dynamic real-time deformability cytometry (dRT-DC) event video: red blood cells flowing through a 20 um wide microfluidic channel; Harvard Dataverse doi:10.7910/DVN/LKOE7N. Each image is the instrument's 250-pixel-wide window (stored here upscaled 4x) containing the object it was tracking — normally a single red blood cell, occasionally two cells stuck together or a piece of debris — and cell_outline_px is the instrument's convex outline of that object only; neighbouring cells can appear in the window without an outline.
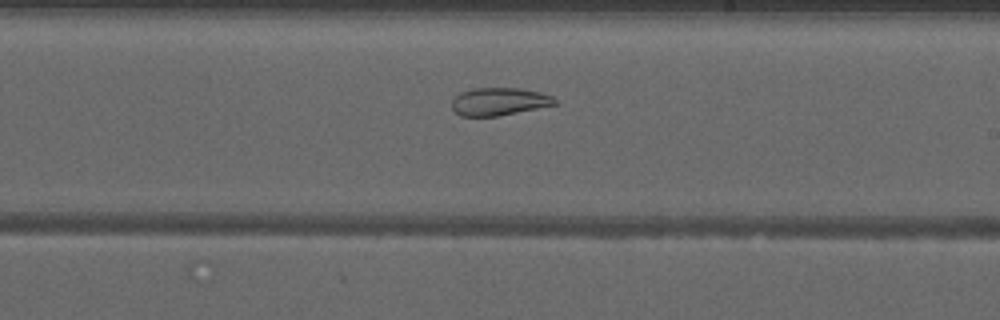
{"species": "common noctule bat (a hibernating species)", "species_latin": "Nyctalus noctula", "temperature_condition": "warm", "stored_images_in_passage": 51, "segment_of_instrument_passage": [2, 2], "camera_frame_rate_fps": 3000, "um_per_image_px": 0.085, "animal": {"sex": "male", "forearm_length_mm": 52.5}, "frame": {"image": 1, "passage_image": 31, "time_ms": 10.0, "image_size_px": [1000, 320], "cell_outline_px": [[556, 104], [500, 116], [460, 116], [452, 108], [452, 100], [460, 92], [472, 88], [520, 88], [540, 92], [552, 96], [556, 100]], "centroid_in_image_um": [42.4, 8.63], "position_along_channel_um": 246.6, "area_um2": 16.65}}
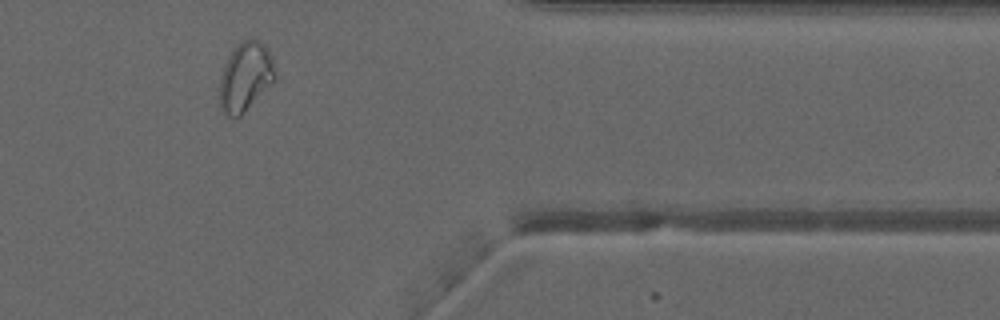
{"frame": {"image": 2, "passage_image": 43, "time_ms": 14.0, "image_size_px": [1000, 320], "cell_outline_px": [[276, 80], [240, 116], [228, 116], [220, 112], [220, 80], [228, 56], [244, 40], [252, 36], [256, 36], [268, 48], [272, 56], [276, 76]], "centroid_in_image_um": [20.89, 6.51], "position_along_channel_um": 390.5, "area_um2": 22.37}}
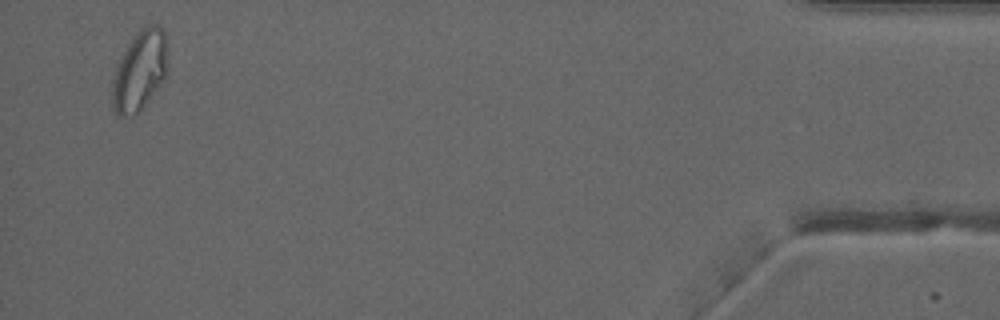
{"frame": {"image": 3, "passage_image": 50, "time_ms": 16.333, "image_size_px": [1000, 320], "cell_outline_px": [[168, 72], [140, 112], [132, 116], [120, 116], [112, 108], [112, 76], [116, 64], [124, 48], [132, 36], [144, 24], [156, 24], [164, 28], [168, 60]], "centroid_in_image_um": [11.86, 5.96], "position_along_channel_um": 423.3, "area_um2": 26.59}}